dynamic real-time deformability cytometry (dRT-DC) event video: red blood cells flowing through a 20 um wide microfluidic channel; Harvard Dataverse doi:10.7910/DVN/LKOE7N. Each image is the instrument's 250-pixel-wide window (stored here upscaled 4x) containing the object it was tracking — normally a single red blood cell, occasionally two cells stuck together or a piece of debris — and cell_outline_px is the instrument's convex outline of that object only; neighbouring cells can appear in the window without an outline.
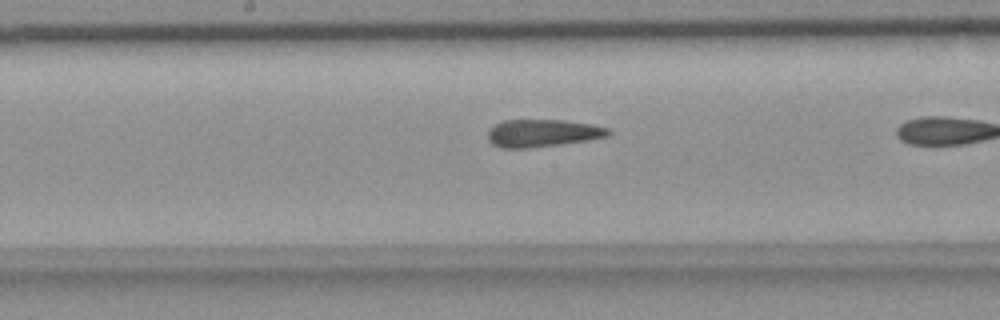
{"species": "common noctule bat (a hibernating species)", "species_latin": "Nyctalus noctula", "temperature_condition": "room temperature", "stored_images_in_passage": 9, "camera_frame_rate_fps": 3000, "um_per_image_px": 0.085, "animal": {"sex": "female", "body_mass_g": 18.4}, "frame": {"image": 1, "passage_image": 7, "time_ms": 2.0, "image_size_px": [1000, 320], "cell_outline_px": [[612, 132], [608, 136], [588, 140], [528, 148], [500, 148], [492, 144], [488, 140], [488, 132], [496, 124], [504, 120], [564, 120], [592, 124], [608, 128]], "centroid_in_image_um": [46.12, 11.31], "position_along_channel_um": 202.1, "area_um2": 19.25}}